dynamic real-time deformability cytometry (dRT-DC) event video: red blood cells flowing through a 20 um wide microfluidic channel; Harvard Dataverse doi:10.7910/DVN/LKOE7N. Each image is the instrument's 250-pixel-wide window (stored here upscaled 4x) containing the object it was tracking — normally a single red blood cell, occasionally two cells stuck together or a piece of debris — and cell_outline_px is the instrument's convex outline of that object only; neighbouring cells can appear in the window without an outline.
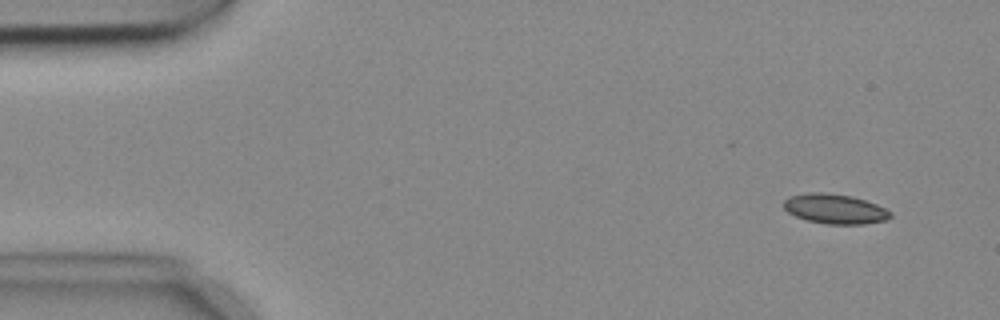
{"species": "common noctule bat (a hibernating species)", "species_latin": "Nyctalus noctula", "temperature_condition": "cold", "stored_images_in_passage": 5, "camera_frame_rate_fps": 3000, "um_per_image_px": 0.085, "animal": {"sex": "female", "body_mass_g": 18.4}, "frame": {"image": 1, "passage_image": 2, "time_ms": 0.333, "image_size_px": [1000, 320], "cell_outline_px": [[892, 216], [888, 220], [864, 224], [828, 224], [808, 220], [796, 216], [788, 212], [784, 208], [784, 200], [788, 196], [808, 192], [820, 192], [852, 196], [876, 204], [892, 212]], "centroid_in_image_um": [70.98, 17.75], "position_along_channel_um": 14.0, "area_um2": 18.5}}